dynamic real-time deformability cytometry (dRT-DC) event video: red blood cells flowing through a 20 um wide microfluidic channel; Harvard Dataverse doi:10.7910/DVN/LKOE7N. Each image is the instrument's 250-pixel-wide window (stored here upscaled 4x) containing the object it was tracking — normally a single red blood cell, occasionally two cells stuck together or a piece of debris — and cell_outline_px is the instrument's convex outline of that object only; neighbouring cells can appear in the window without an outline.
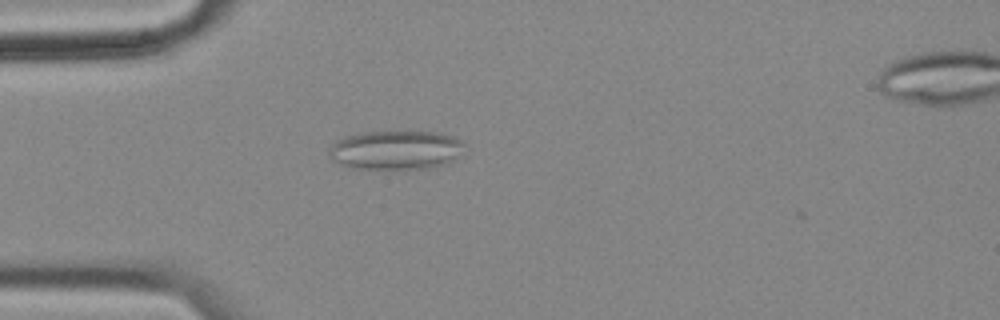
{"species": "common noctule bat (a hibernating species)", "species_latin": "Nyctalus noctula", "temperature_condition": "cold", "stored_images_in_passage": 44, "camera_frame_rate_fps": 3000, "um_per_image_px": 0.085, "animal": {"sex": "female", "body_mass_g": 18.4}, "frame": {"image": 1, "passage_image": 4, "time_ms": 1.0, "image_size_px": [1000, 320], "cell_outline_px": [[464, 144], [460, 156], [452, 160], [428, 168], [396, 172], [352, 168], [336, 160], [328, 152], [328, 148], [336, 140], [344, 136], [360, 132], [408, 128], [436, 132], [452, 136], [460, 140]], "centroid_in_image_um": [33.64, 12.73], "position_along_channel_um": 51.4, "area_um2": 32.48}}
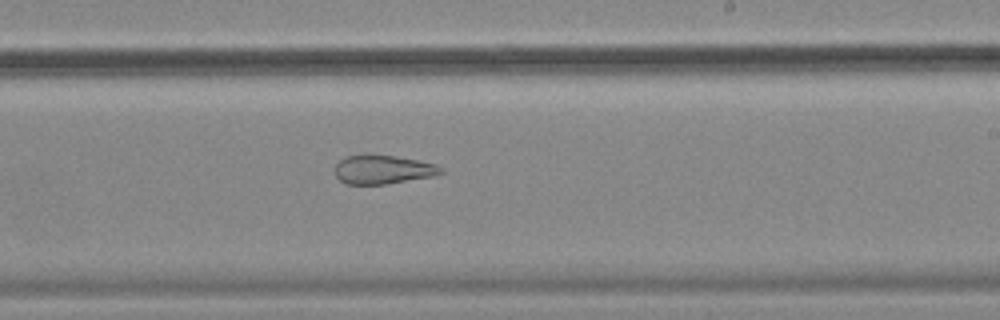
{"frame": {"image": 2, "passage_image": 22, "time_ms": 7.0, "image_size_px": [1000, 320], "cell_outline_px": [[444, 172], [432, 176], [388, 184], [344, 184], [336, 176], [336, 164], [340, 160], [348, 156], [392, 156], [416, 160], [436, 164], [444, 168]], "centroid_in_image_um": [32.57, 14.44], "position_along_channel_um": 256.4, "area_um2": 17.4}}
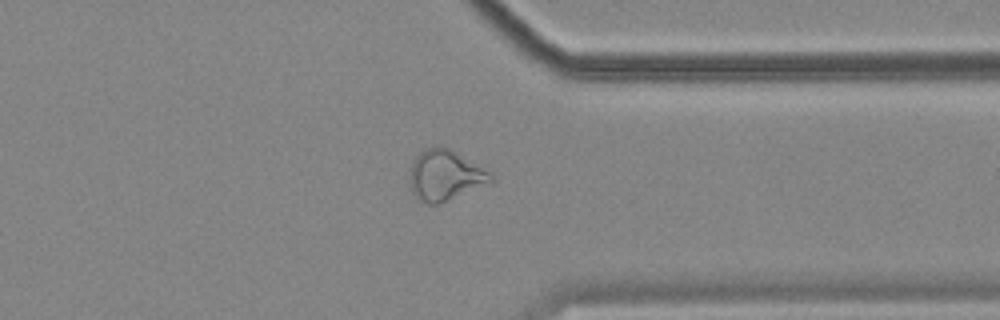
{"frame": {"image": 3, "passage_image": 32, "time_ms": 10.333, "image_size_px": [1000, 320], "cell_outline_px": [[496, 176], [492, 184], [436, 204], [428, 204], [416, 200], [412, 192], [408, 180], [412, 164], [416, 156], [420, 152], [428, 148], [448, 148]], "centroid_in_image_um": [37.84, 14.96], "position_along_channel_um": 373.6, "area_um2": 23.76}, "authors_computed_cell_mechanics": {"area_um2": 23.5535, "velocity_mm_per_s": 3.5811, "shape_relaxation_time_tau1_ms": null, "shape_relaxation_time_tau2_ms": 2.9303, "deformation_change_tau1": null, "deformation_change_tau2": 0.1196}}